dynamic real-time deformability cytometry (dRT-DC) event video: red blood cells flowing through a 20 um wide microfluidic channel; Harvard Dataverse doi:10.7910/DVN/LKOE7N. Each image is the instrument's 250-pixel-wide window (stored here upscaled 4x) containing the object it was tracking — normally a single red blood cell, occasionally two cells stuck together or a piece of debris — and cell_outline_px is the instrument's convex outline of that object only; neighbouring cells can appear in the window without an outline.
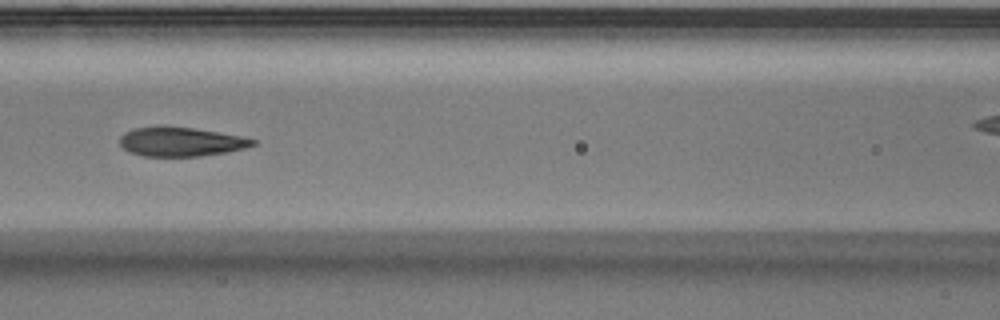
{"species": "Egyptian fruit bat (a non-hibernating species)", "species_latin": "Rousettus aegyptiacus", "temperature_condition": "warm", "stored_images_in_passage": 7, "segment_of_instrument_passage": [1, 2], "camera_frame_rate_fps": 3000, "um_per_image_px": 0.085, "animal": {"sex": "male"}, "frame": {"image": 1, "passage_image": 6, "time_ms": 1.667, "image_size_px": [1000, 320], "cell_outline_px": [[256, 144], [244, 148], [228, 152], [200, 156], [144, 156], [128, 152], [120, 144], [120, 136], [124, 132], [132, 128], [160, 124], [164, 124], [192, 128], [240, 136], [256, 140]], "centroid_in_image_um": [15.3, 12.02], "position_along_channel_um": 151.3, "area_um2": 22.95}}